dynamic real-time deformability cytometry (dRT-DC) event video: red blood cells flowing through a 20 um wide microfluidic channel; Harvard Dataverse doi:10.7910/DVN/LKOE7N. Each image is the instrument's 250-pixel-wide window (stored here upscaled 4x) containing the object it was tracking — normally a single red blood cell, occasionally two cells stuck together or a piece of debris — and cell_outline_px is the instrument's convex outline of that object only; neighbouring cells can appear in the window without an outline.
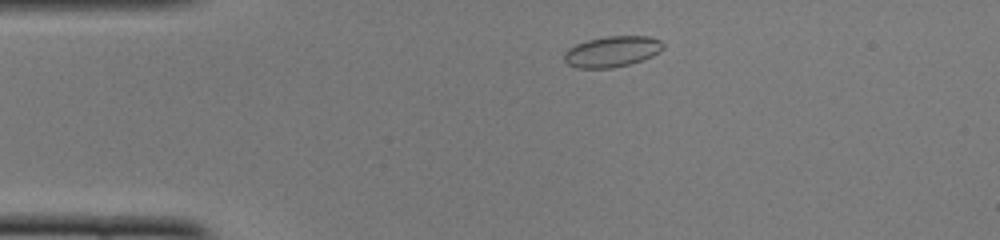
{"species": "common noctule bat (a hibernating species)", "species_latin": "Nyctalus noctula", "temperature_condition": "cold", "stored_images_in_passage": 44, "camera_frame_rate_fps": 3000, "um_per_image_px": 0.085, "animal": {"sex": "female", "body_mass_g": 22.0, "forearm_length_mm": 56.7}, "frame": {"image": 1, "passage_image": 4, "time_ms": 1.0, "image_size_px": [1000, 240], "cell_outline_px": [[664, 48], [660, 52], [652, 56], [628, 64], [612, 68], [576, 68], [568, 64], [564, 60], [564, 52], [568, 48], [576, 44], [588, 40], [604, 36], [648, 36], [660, 40], [664, 44]], "centroid_in_image_um": [52.02, 4.37], "position_along_channel_um": 33.0, "area_um2": 17.8}}
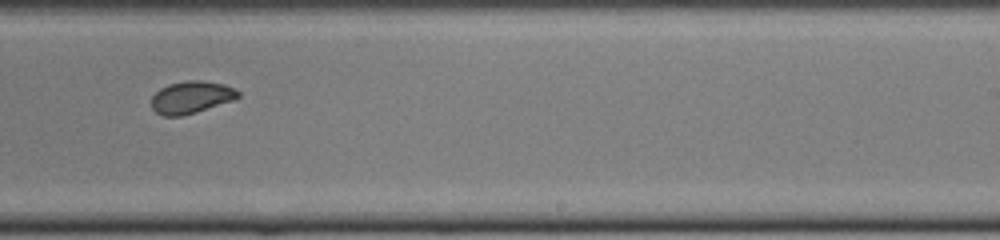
{"frame": {"image": 2, "passage_image": 25, "time_ms": 8.0, "image_size_px": [1000, 240], "cell_outline_px": [[240, 96], [236, 100], [196, 112], [180, 116], [164, 116], [156, 112], [152, 108], [152, 96], [160, 88], [168, 84], [188, 80], [200, 80], [224, 84], [236, 88], [240, 92]], "centroid_in_image_um": [16.3, 8.26], "position_along_channel_um": 272.7, "area_um2": 16.47}}
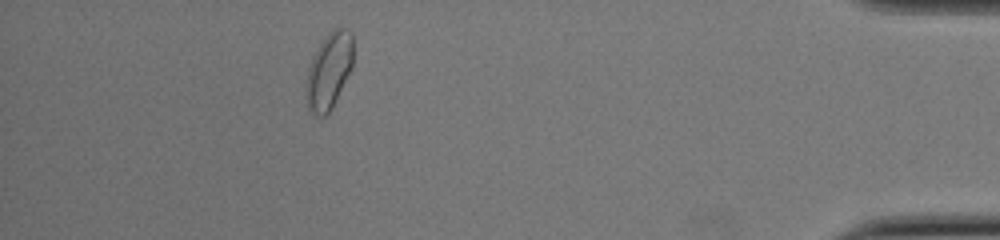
{"frame": {"image": 3, "passage_image": 39, "time_ms": 12.667, "image_size_px": [1000, 240], "cell_outline_px": [[352, 68], [332, 108], [324, 116], [320, 116], [312, 112], [308, 108], [304, 92], [308, 68], [312, 56], [328, 32], [332, 28], [348, 28], [352, 32]], "centroid_in_image_um": [27.95, 6.01], "position_along_channel_um": 407.3, "area_um2": 21.04}, "authors_computed_cell_mechanics": {"area_um2": 17.2533, "velocity_mm_per_s": 3.9886, "shape_relaxation_time_tau1_ms": 5.7561, "shape_relaxation_time_tau2_ms": 0.9121, "deformation_change_tau1": 0.1217, "deformation_change_tau2": 0.0406}}